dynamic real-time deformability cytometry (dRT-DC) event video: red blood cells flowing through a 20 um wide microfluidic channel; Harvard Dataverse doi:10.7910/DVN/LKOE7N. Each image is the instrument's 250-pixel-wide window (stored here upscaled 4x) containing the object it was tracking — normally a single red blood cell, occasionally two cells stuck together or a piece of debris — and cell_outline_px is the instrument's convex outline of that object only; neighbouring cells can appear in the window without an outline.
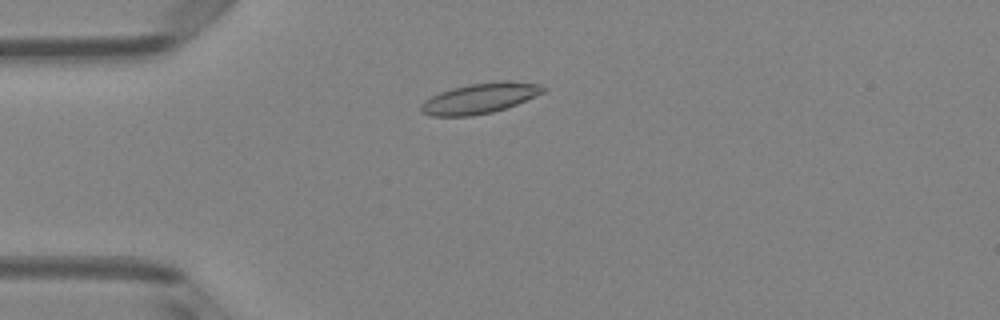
{"species": "Egyptian fruit bat (a non-hibernating species)", "species_latin": "Rousettus aegyptiacus", "temperature_condition": "room temperature", "stored_images_in_passage": 49, "camera_frame_rate_fps": 3000, "um_per_image_px": 0.085, "animal": {"sex": "female"}, "frame": {"image": 1, "passage_image": 11, "time_ms": 3.333, "image_size_px": [1000, 320], "cell_outline_px": [[548, 88], [544, 92], [516, 104], [492, 112], [472, 116], [432, 116], [420, 112], [420, 104], [424, 100], [440, 92], [452, 88], [468, 84], [500, 80], [508, 80], [540, 84]], "centroid_in_image_um": [40.78, 8.34], "position_along_channel_um": 44.2, "area_um2": 21.73}}
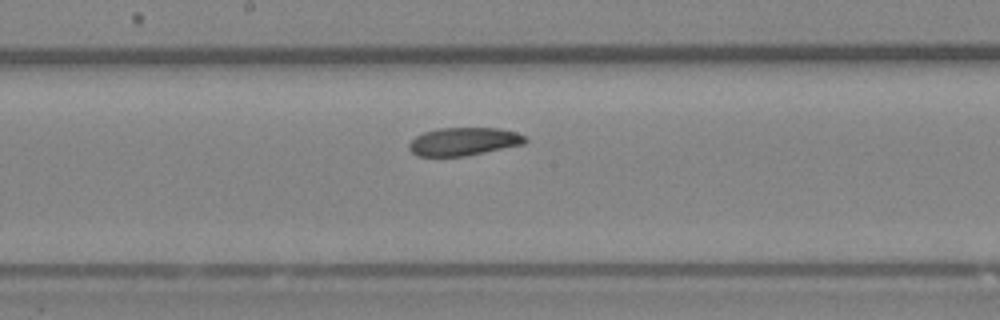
{"frame": {"image": 2, "passage_image": 25, "time_ms": 8.0, "image_size_px": [1000, 320], "cell_outline_px": [[528, 140], [524, 144], [464, 156], [416, 156], [408, 148], [408, 144], [416, 136], [424, 132], [436, 128], [500, 128], [516, 132], [528, 136]], "centroid_in_image_um": [39.43, 12.02], "position_along_channel_um": 208.8, "area_um2": 19.07}}
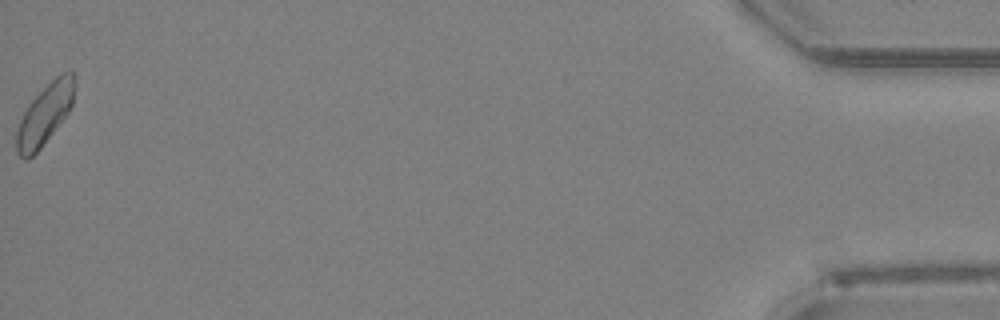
{"frame": {"image": 3, "passage_image": 49, "time_ms": 16.0, "image_size_px": [1000, 320], "cell_outline_px": [[76, 88], [72, 104], [68, 112], [40, 148], [28, 160], [24, 160], [16, 152], [16, 132], [20, 120], [28, 104], [56, 76], [64, 72], [72, 72], [76, 84]], "centroid_in_image_um": [3.8, 9.73], "position_along_channel_um": 431.4, "area_um2": 20.17}, "authors_computed_cell_mechanics": {"area_um2": 19.941, "velocity_mm_per_s": 3.9945, "shape_relaxation_time_tau1_ms": 3.03, "shape_relaxation_time_tau2_ms": 3.9433, "deformation_change_tau1": 0.1041, "deformation_change_tau2": 0.1047}}